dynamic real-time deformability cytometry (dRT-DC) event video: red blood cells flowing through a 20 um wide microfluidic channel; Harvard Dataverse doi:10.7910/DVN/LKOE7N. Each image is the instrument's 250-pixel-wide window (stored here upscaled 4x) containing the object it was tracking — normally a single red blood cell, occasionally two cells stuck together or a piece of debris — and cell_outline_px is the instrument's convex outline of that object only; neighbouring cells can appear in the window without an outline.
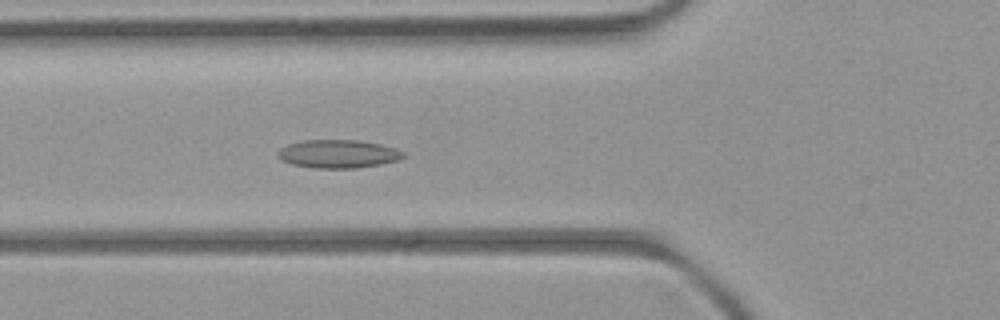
{"species": "common noctule bat (a hibernating species)", "species_latin": "Nyctalus noctula", "temperature_condition": "room temperature", "stored_images_in_passage": 46, "camera_frame_rate_fps": 3000, "um_per_image_px": 0.085, "animal": {"sex": "female", "body_mass_g": 21.9}, "frame": {"image": 1, "passage_image": 18, "time_ms": 5.667, "image_size_px": [1000, 320], "cell_outline_px": [[404, 156], [396, 160], [380, 164], [356, 168], [312, 168], [292, 164], [284, 160], [276, 152], [280, 148], [288, 144], [304, 140], [360, 140], [380, 144], [396, 148], [404, 152]], "centroid_in_image_um": [28.74, 13.07], "position_along_channel_um": 97.1, "area_um2": 20.52}}
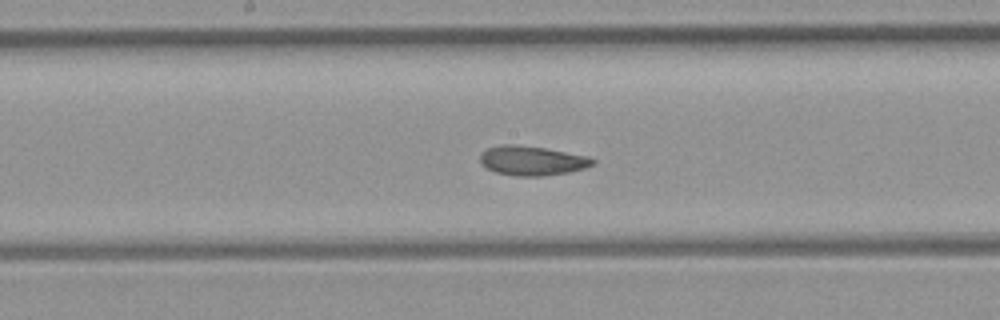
{"frame": {"image": 2, "passage_image": 26, "time_ms": 8.333, "image_size_px": [1000, 320], "cell_outline_px": [[596, 164], [584, 168], [568, 172], [544, 176], [516, 176], [496, 172], [480, 164], [480, 152], [488, 148], [500, 144], [512, 144], [544, 148], [588, 156], [596, 160]], "centroid_in_image_um": [45.21, 13.65], "position_along_channel_um": 203.0, "area_um2": 19.36}}
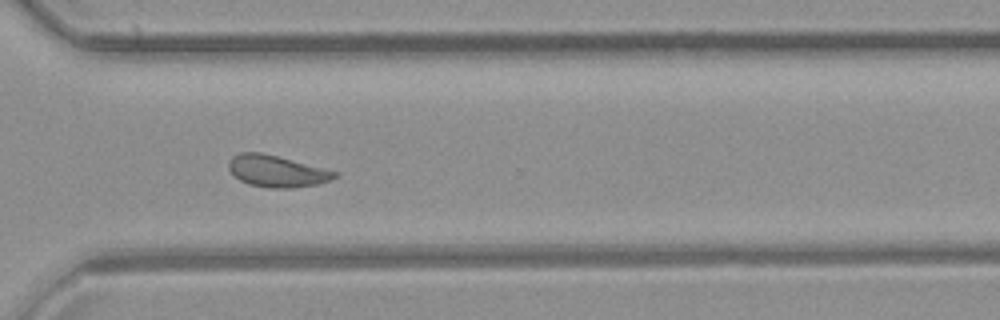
{"frame": {"image": 3, "passage_image": 37, "time_ms": 12.0, "image_size_px": [1000, 320], "cell_outline_px": [[340, 176], [332, 180], [320, 184], [292, 188], [268, 188], [248, 184], [240, 180], [228, 168], [228, 164], [232, 156], [240, 152], [260, 152], [276, 156], [336, 172]], "centroid_in_image_um": [23.52, 14.57], "position_along_channel_um": 347.1, "area_um2": 19.36}, "authors_computed_cell_mechanics": {"area_um2": 20.2011, "velocity_mm_per_s": 3.9439, "shape_relaxation_time_tau1_ms": null, "shape_relaxation_time_tau2_ms": 3.236, "deformation_change_tau1": null, "deformation_change_tau2": 0.0985}}